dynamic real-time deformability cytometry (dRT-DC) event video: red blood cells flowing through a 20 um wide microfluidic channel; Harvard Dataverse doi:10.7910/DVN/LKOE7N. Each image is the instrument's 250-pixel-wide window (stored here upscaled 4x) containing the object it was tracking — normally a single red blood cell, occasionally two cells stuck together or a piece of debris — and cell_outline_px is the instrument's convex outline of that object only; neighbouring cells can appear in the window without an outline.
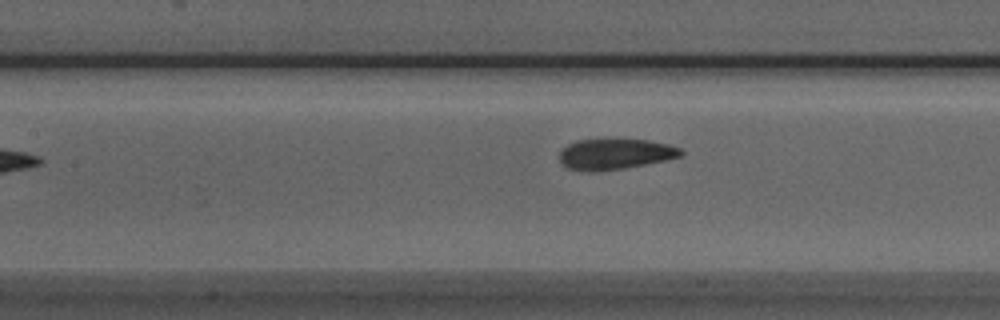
{"species": "Egyptian fruit bat (a non-hibernating species)", "species_latin": "Rousettus aegyptiacus", "temperature_condition": "room temperature", "stored_images_in_passage": 11, "camera_frame_rate_fps": 3000, "um_per_image_px": 0.085, "animal": {"sex": "male"}, "frame": {"image": 1, "passage_image": 8, "time_ms": 2.333, "image_size_px": [1000, 320], "cell_outline_px": [[684, 152], [680, 156], [664, 160], [624, 168], [592, 172], [588, 172], [564, 168], [560, 160], [560, 152], [568, 144], [576, 140], [648, 140], [668, 144], [680, 148]], "centroid_in_image_um": [52.24, 13.11], "position_along_channel_um": 155.2, "area_um2": 21.5}}